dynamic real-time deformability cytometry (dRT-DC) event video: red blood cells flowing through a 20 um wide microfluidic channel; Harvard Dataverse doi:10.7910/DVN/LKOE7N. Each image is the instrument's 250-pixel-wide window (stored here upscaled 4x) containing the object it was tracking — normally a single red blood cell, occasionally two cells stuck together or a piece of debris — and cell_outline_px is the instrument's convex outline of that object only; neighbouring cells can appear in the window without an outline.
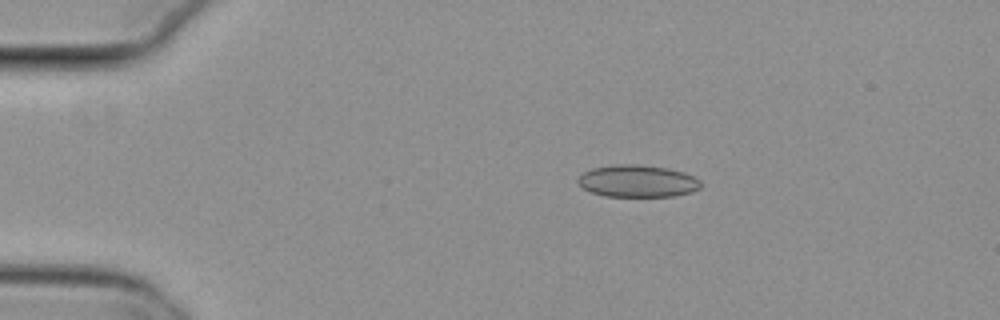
{"species": "common noctule bat (a hibernating species)", "species_latin": "Nyctalus noctula", "temperature_condition": "cold", "stored_images_in_passage": 4, "camera_frame_rate_fps": 3000, "um_per_image_px": 0.085, "animal": {"sex": "female", "body_mass_g": 29.2, "forearm_length_mm": 56.3}, "frame": {"image": 1, "passage_image": 3, "time_ms": 0.667, "image_size_px": [1000, 320], "cell_outline_px": [[704, 184], [700, 188], [692, 192], [672, 196], [604, 196], [592, 192], [584, 188], [576, 180], [584, 172], [592, 168], [612, 164], [636, 164], [668, 168], [684, 172], [700, 180]], "centroid_in_image_um": [54.22, 15.38], "position_along_channel_um": 30.8, "area_um2": 23.06}}